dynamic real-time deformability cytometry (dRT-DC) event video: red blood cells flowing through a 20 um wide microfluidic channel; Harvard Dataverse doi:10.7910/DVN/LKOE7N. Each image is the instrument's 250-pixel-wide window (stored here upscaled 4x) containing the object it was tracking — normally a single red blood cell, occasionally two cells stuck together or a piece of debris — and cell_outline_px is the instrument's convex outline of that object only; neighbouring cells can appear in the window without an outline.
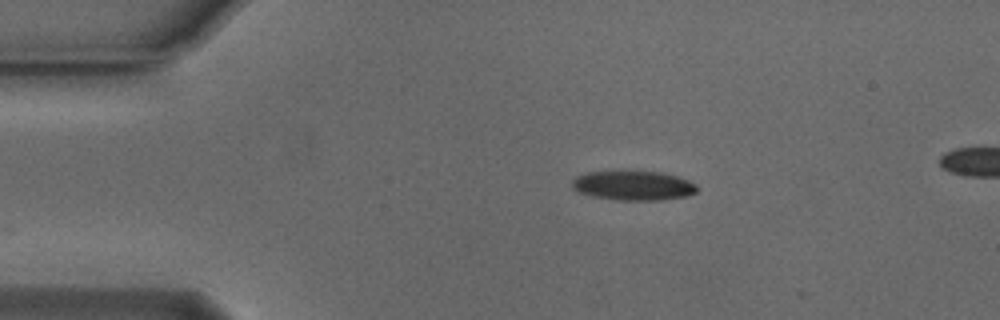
{"species": "Egyptian fruit bat (a non-hibernating species)", "species_latin": "Rousettus aegyptiacus", "temperature_condition": "cold", "stored_images_in_passage": 11, "camera_frame_rate_fps": 3000, "um_per_image_px": 0.085, "animal": {"sex": "male"}, "frame": {"image": 1, "passage_image": 1, "time_ms": 0.0, "image_size_px": [1000, 320], "cell_outline_px": [[696, 192], [688, 196], [660, 200], [616, 200], [592, 196], [580, 192], [572, 188], [572, 180], [576, 176], [584, 172], [660, 172], [676, 176], [688, 180], [696, 184]], "centroid_in_image_um": [53.82, 15.78], "position_along_channel_um": 31.2, "area_um2": 21.27}}
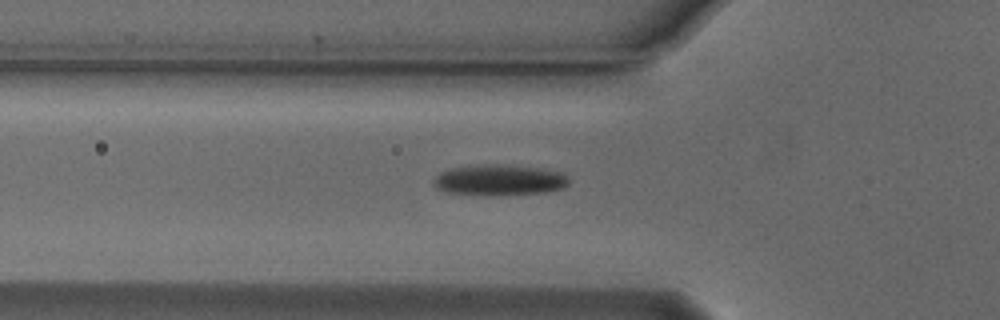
{"frame": {"image": 2, "passage_image": 9, "time_ms": 2.667, "image_size_px": [1000, 320], "cell_outline_px": [[568, 184], [564, 188], [544, 192], [492, 196], [448, 192], [436, 188], [432, 184], [432, 180], [440, 172], [452, 168], [492, 164], [508, 164], [540, 168], [564, 172], [568, 176]], "centroid_in_image_um": [42.47, 15.3], "position_along_channel_um": 83.3, "area_um2": 24.51}}